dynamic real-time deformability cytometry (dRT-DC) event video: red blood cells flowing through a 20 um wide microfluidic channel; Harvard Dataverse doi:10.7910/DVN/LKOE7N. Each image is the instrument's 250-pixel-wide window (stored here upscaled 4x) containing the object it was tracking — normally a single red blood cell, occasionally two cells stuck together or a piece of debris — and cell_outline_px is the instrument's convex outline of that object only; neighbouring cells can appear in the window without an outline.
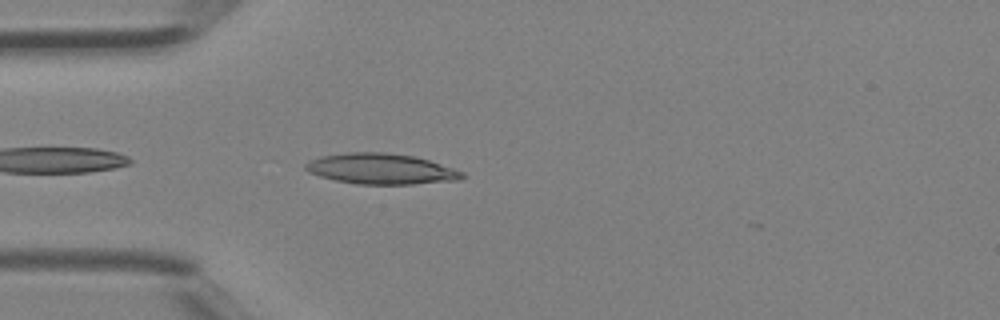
{"species": "Egyptian fruit bat (a non-hibernating species)", "species_latin": "Rousettus aegyptiacus", "temperature_condition": "room temperature", "stored_images_in_passage": 9, "camera_frame_rate_fps": 3000, "um_per_image_px": 0.085, "animal": {"sex": "female"}, "frame": {"image": 1, "passage_image": 2, "time_ms": 0.333, "image_size_px": [1000, 320], "cell_outline_px": [[468, 176], [460, 180], [412, 184], [356, 184], [336, 180], [320, 176], [308, 172], [304, 168], [304, 164], [320, 156], [348, 152], [384, 152], [412, 156], [428, 160], [464, 172]], "centroid_in_image_um": [32.4, 14.36], "position_along_channel_um": 52.6, "area_um2": 27.92}}
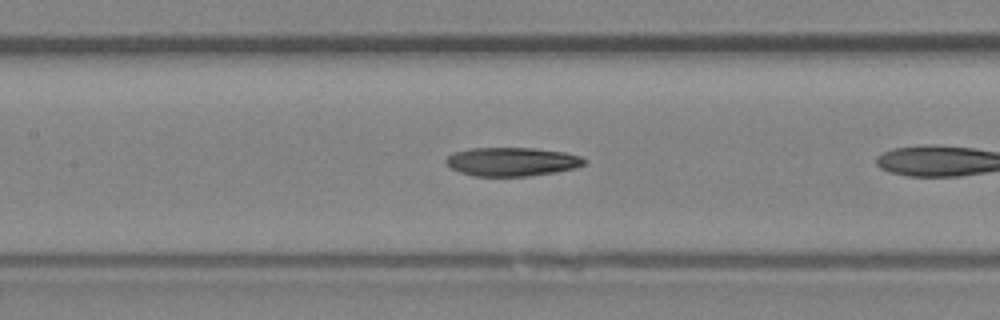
{"frame": {"image": 2, "passage_image": 7, "time_ms": 2.0, "image_size_px": [1000, 320], "cell_outline_px": [[588, 160], [584, 164], [576, 168], [556, 172], [528, 176], [472, 176], [460, 172], [452, 168], [444, 160], [452, 152], [472, 148], [532, 148], [564, 152], [580, 156]], "centroid_in_image_um": [43.52, 13.74], "position_along_channel_um": 163.9, "area_um2": 23.18}}